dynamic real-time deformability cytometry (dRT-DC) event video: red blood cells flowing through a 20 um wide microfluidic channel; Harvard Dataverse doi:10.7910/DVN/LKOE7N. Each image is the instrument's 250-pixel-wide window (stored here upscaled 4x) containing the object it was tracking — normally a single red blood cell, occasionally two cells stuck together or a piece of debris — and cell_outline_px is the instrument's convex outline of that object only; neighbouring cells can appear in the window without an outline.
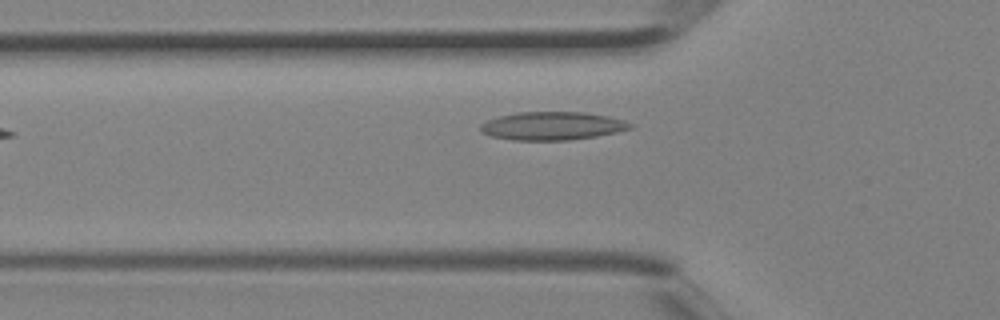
{"species": "Egyptian fruit bat (a non-hibernating species)", "species_latin": "Rousettus aegyptiacus", "temperature_condition": "room temperature", "stored_images_in_passage": 3, "camera_frame_rate_fps": 3000, "um_per_image_px": 0.085, "animal": {"sex": "female"}, "frame": {"image": 1, "passage_image": 3, "time_ms": 0.667, "image_size_px": [1000, 320], "cell_outline_px": [[636, 124], [632, 128], [616, 132], [596, 136], [568, 140], [512, 140], [492, 136], [480, 132], [480, 124], [488, 120], [500, 116], [516, 112], [584, 112], [608, 116], [624, 120]], "centroid_in_image_um": [46.96, 10.7], "position_along_channel_um": 78.8, "area_um2": 24.68}}